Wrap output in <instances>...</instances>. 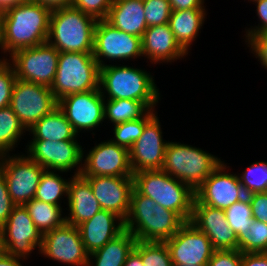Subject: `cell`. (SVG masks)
<instances>
[{"instance_id":"6da1fadb","label":"cell","mask_w":267,"mask_h":266,"mask_svg":"<svg viewBox=\"0 0 267 266\" xmlns=\"http://www.w3.org/2000/svg\"><path fill=\"white\" fill-rule=\"evenodd\" d=\"M51 10L31 1L21 2L3 12V53L47 42Z\"/></svg>"},{"instance_id":"7a4b0ae2","label":"cell","mask_w":267,"mask_h":266,"mask_svg":"<svg viewBox=\"0 0 267 266\" xmlns=\"http://www.w3.org/2000/svg\"><path fill=\"white\" fill-rule=\"evenodd\" d=\"M184 223L176 212L163 208L133 188L124 228L136 240L165 242L174 236Z\"/></svg>"},{"instance_id":"3957f363","label":"cell","mask_w":267,"mask_h":266,"mask_svg":"<svg viewBox=\"0 0 267 266\" xmlns=\"http://www.w3.org/2000/svg\"><path fill=\"white\" fill-rule=\"evenodd\" d=\"M153 78L138 67L106 64L100 67L99 88L104 99L139 100L155 109L161 96Z\"/></svg>"},{"instance_id":"277c9868","label":"cell","mask_w":267,"mask_h":266,"mask_svg":"<svg viewBox=\"0 0 267 266\" xmlns=\"http://www.w3.org/2000/svg\"><path fill=\"white\" fill-rule=\"evenodd\" d=\"M97 19L75 7L51 11L47 42L59 52L92 53Z\"/></svg>"},{"instance_id":"5b68a950","label":"cell","mask_w":267,"mask_h":266,"mask_svg":"<svg viewBox=\"0 0 267 266\" xmlns=\"http://www.w3.org/2000/svg\"><path fill=\"white\" fill-rule=\"evenodd\" d=\"M134 188L163 208L176 212L185 222L192 216L194 190L162 170L133 174Z\"/></svg>"},{"instance_id":"8992f818","label":"cell","mask_w":267,"mask_h":266,"mask_svg":"<svg viewBox=\"0 0 267 266\" xmlns=\"http://www.w3.org/2000/svg\"><path fill=\"white\" fill-rule=\"evenodd\" d=\"M222 162L201 148L171 141L167 144L161 170L196 190Z\"/></svg>"},{"instance_id":"52a82bcc","label":"cell","mask_w":267,"mask_h":266,"mask_svg":"<svg viewBox=\"0 0 267 266\" xmlns=\"http://www.w3.org/2000/svg\"><path fill=\"white\" fill-rule=\"evenodd\" d=\"M99 79L100 67L92 53L60 52L50 89L60 100L70 94L100 89Z\"/></svg>"},{"instance_id":"ba28073f","label":"cell","mask_w":267,"mask_h":266,"mask_svg":"<svg viewBox=\"0 0 267 266\" xmlns=\"http://www.w3.org/2000/svg\"><path fill=\"white\" fill-rule=\"evenodd\" d=\"M60 52L48 42L14 51L7 59L14 68L16 78L51 87Z\"/></svg>"},{"instance_id":"9c48e42d","label":"cell","mask_w":267,"mask_h":266,"mask_svg":"<svg viewBox=\"0 0 267 266\" xmlns=\"http://www.w3.org/2000/svg\"><path fill=\"white\" fill-rule=\"evenodd\" d=\"M45 169L26 154L0 155V172L8 193L15 205H24L35 198L36 190Z\"/></svg>"},{"instance_id":"30bf717a","label":"cell","mask_w":267,"mask_h":266,"mask_svg":"<svg viewBox=\"0 0 267 266\" xmlns=\"http://www.w3.org/2000/svg\"><path fill=\"white\" fill-rule=\"evenodd\" d=\"M10 107L28 131L43 116L58 107V100L49 87L16 79Z\"/></svg>"},{"instance_id":"8fae6325","label":"cell","mask_w":267,"mask_h":266,"mask_svg":"<svg viewBox=\"0 0 267 266\" xmlns=\"http://www.w3.org/2000/svg\"><path fill=\"white\" fill-rule=\"evenodd\" d=\"M27 156L45 170L68 172L80 175L83 168V154L86 150L77 140L49 141L31 140L26 146ZM76 168V169H73Z\"/></svg>"},{"instance_id":"7c38bea8","label":"cell","mask_w":267,"mask_h":266,"mask_svg":"<svg viewBox=\"0 0 267 266\" xmlns=\"http://www.w3.org/2000/svg\"><path fill=\"white\" fill-rule=\"evenodd\" d=\"M99 67L104 60H129L143 57L141 37L114 28L105 19L97 20L94 29L93 52Z\"/></svg>"},{"instance_id":"4fadbf2b","label":"cell","mask_w":267,"mask_h":266,"mask_svg":"<svg viewBox=\"0 0 267 266\" xmlns=\"http://www.w3.org/2000/svg\"><path fill=\"white\" fill-rule=\"evenodd\" d=\"M1 230L2 250L9 255L28 259L37 247L40 250L42 233L37 229L24 205H15Z\"/></svg>"},{"instance_id":"5bb4252c","label":"cell","mask_w":267,"mask_h":266,"mask_svg":"<svg viewBox=\"0 0 267 266\" xmlns=\"http://www.w3.org/2000/svg\"><path fill=\"white\" fill-rule=\"evenodd\" d=\"M227 165L222 162L205 180L194 190L193 203L225 210L232 204L246 197L243 186L236 173H228Z\"/></svg>"},{"instance_id":"9a60e30c","label":"cell","mask_w":267,"mask_h":266,"mask_svg":"<svg viewBox=\"0 0 267 266\" xmlns=\"http://www.w3.org/2000/svg\"><path fill=\"white\" fill-rule=\"evenodd\" d=\"M39 253L65 265L88 266L89 254L80 232L76 226L67 223L43 234Z\"/></svg>"},{"instance_id":"2e32d148","label":"cell","mask_w":267,"mask_h":266,"mask_svg":"<svg viewBox=\"0 0 267 266\" xmlns=\"http://www.w3.org/2000/svg\"><path fill=\"white\" fill-rule=\"evenodd\" d=\"M83 159V177H133L129 150L111 140L96 144L87 154H83Z\"/></svg>"},{"instance_id":"e0dca14e","label":"cell","mask_w":267,"mask_h":266,"mask_svg":"<svg viewBox=\"0 0 267 266\" xmlns=\"http://www.w3.org/2000/svg\"><path fill=\"white\" fill-rule=\"evenodd\" d=\"M104 101L100 89L67 95L58 100V107L78 134L92 131L104 119Z\"/></svg>"},{"instance_id":"ac0fdd59","label":"cell","mask_w":267,"mask_h":266,"mask_svg":"<svg viewBox=\"0 0 267 266\" xmlns=\"http://www.w3.org/2000/svg\"><path fill=\"white\" fill-rule=\"evenodd\" d=\"M165 243L172 264L208 265L214 252L209 238L190 221H186Z\"/></svg>"},{"instance_id":"d6986e66","label":"cell","mask_w":267,"mask_h":266,"mask_svg":"<svg viewBox=\"0 0 267 266\" xmlns=\"http://www.w3.org/2000/svg\"><path fill=\"white\" fill-rule=\"evenodd\" d=\"M157 114L145 125L142 135L129 149L130 164L134 173L161 170L169 141L163 140Z\"/></svg>"},{"instance_id":"ffe728a7","label":"cell","mask_w":267,"mask_h":266,"mask_svg":"<svg viewBox=\"0 0 267 266\" xmlns=\"http://www.w3.org/2000/svg\"><path fill=\"white\" fill-rule=\"evenodd\" d=\"M84 178L90 183L101 208L118 215L124 221L129 211L131 193L134 188L133 177L93 176Z\"/></svg>"},{"instance_id":"44dd1931","label":"cell","mask_w":267,"mask_h":266,"mask_svg":"<svg viewBox=\"0 0 267 266\" xmlns=\"http://www.w3.org/2000/svg\"><path fill=\"white\" fill-rule=\"evenodd\" d=\"M190 222L210 240L214 250H237L238 239L230 228L224 210L193 203Z\"/></svg>"},{"instance_id":"7402d4cb","label":"cell","mask_w":267,"mask_h":266,"mask_svg":"<svg viewBox=\"0 0 267 266\" xmlns=\"http://www.w3.org/2000/svg\"><path fill=\"white\" fill-rule=\"evenodd\" d=\"M143 57L151 63H171L188 53L176 41L168 24L151 26L141 37Z\"/></svg>"},{"instance_id":"603a6c76","label":"cell","mask_w":267,"mask_h":266,"mask_svg":"<svg viewBox=\"0 0 267 266\" xmlns=\"http://www.w3.org/2000/svg\"><path fill=\"white\" fill-rule=\"evenodd\" d=\"M77 228L88 254L101 249L125 230L124 221L118 215L103 209Z\"/></svg>"},{"instance_id":"cb8c5ba5","label":"cell","mask_w":267,"mask_h":266,"mask_svg":"<svg viewBox=\"0 0 267 266\" xmlns=\"http://www.w3.org/2000/svg\"><path fill=\"white\" fill-rule=\"evenodd\" d=\"M67 200L69 216H65L66 223L76 227L102 209L90 183L81 174L72 175Z\"/></svg>"},{"instance_id":"d4e9b609","label":"cell","mask_w":267,"mask_h":266,"mask_svg":"<svg viewBox=\"0 0 267 266\" xmlns=\"http://www.w3.org/2000/svg\"><path fill=\"white\" fill-rule=\"evenodd\" d=\"M105 20L114 28L138 37L148 28L143 0H113Z\"/></svg>"},{"instance_id":"484cf974","label":"cell","mask_w":267,"mask_h":266,"mask_svg":"<svg viewBox=\"0 0 267 266\" xmlns=\"http://www.w3.org/2000/svg\"><path fill=\"white\" fill-rule=\"evenodd\" d=\"M205 9L171 11L168 25L176 41L188 53L206 18Z\"/></svg>"},{"instance_id":"4316f807","label":"cell","mask_w":267,"mask_h":266,"mask_svg":"<svg viewBox=\"0 0 267 266\" xmlns=\"http://www.w3.org/2000/svg\"><path fill=\"white\" fill-rule=\"evenodd\" d=\"M32 134L31 140H49V141H65L77 140V134L66 119L59 107L55 108L51 113L43 116L29 130Z\"/></svg>"},{"instance_id":"83f0119b","label":"cell","mask_w":267,"mask_h":266,"mask_svg":"<svg viewBox=\"0 0 267 266\" xmlns=\"http://www.w3.org/2000/svg\"><path fill=\"white\" fill-rule=\"evenodd\" d=\"M136 241L129 231L124 230L101 249L89 254L88 266H123Z\"/></svg>"},{"instance_id":"f1b7e54d","label":"cell","mask_w":267,"mask_h":266,"mask_svg":"<svg viewBox=\"0 0 267 266\" xmlns=\"http://www.w3.org/2000/svg\"><path fill=\"white\" fill-rule=\"evenodd\" d=\"M37 229L43 234L66 223L62 207L32 199L24 204Z\"/></svg>"},{"instance_id":"f546056e","label":"cell","mask_w":267,"mask_h":266,"mask_svg":"<svg viewBox=\"0 0 267 266\" xmlns=\"http://www.w3.org/2000/svg\"><path fill=\"white\" fill-rule=\"evenodd\" d=\"M151 109L139 100L105 99L104 119L113 125L143 118Z\"/></svg>"},{"instance_id":"4dcf8cb0","label":"cell","mask_w":267,"mask_h":266,"mask_svg":"<svg viewBox=\"0 0 267 266\" xmlns=\"http://www.w3.org/2000/svg\"><path fill=\"white\" fill-rule=\"evenodd\" d=\"M54 170H45L41 176L36 190L35 199L61 206L59 202L62 196H68L69 183L72 177L67 180L57 174Z\"/></svg>"},{"instance_id":"1f68e13d","label":"cell","mask_w":267,"mask_h":266,"mask_svg":"<svg viewBox=\"0 0 267 266\" xmlns=\"http://www.w3.org/2000/svg\"><path fill=\"white\" fill-rule=\"evenodd\" d=\"M25 127L21 124L18 117L10 106L0 109V155L10 154L15 149L18 141L20 142Z\"/></svg>"},{"instance_id":"d6a6232c","label":"cell","mask_w":267,"mask_h":266,"mask_svg":"<svg viewBox=\"0 0 267 266\" xmlns=\"http://www.w3.org/2000/svg\"><path fill=\"white\" fill-rule=\"evenodd\" d=\"M155 109H151L143 118L122 122L113 125V143L127 148L128 150L142 135L145 125L156 115Z\"/></svg>"},{"instance_id":"836d02e7","label":"cell","mask_w":267,"mask_h":266,"mask_svg":"<svg viewBox=\"0 0 267 266\" xmlns=\"http://www.w3.org/2000/svg\"><path fill=\"white\" fill-rule=\"evenodd\" d=\"M134 250L141 256L143 266H173L165 242L137 240Z\"/></svg>"},{"instance_id":"e575fe53","label":"cell","mask_w":267,"mask_h":266,"mask_svg":"<svg viewBox=\"0 0 267 266\" xmlns=\"http://www.w3.org/2000/svg\"><path fill=\"white\" fill-rule=\"evenodd\" d=\"M238 250L242 253L267 252V223L253 219L250 228L238 238Z\"/></svg>"},{"instance_id":"d590c367","label":"cell","mask_w":267,"mask_h":266,"mask_svg":"<svg viewBox=\"0 0 267 266\" xmlns=\"http://www.w3.org/2000/svg\"><path fill=\"white\" fill-rule=\"evenodd\" d=\"M237 176L246 195L267 192V162H254Z\"/></svg>"},{"instance_id":"8d00e7d4","label":"cell","mask_w":267,"mask_h":266,"mask_svg":"<svg viewBox=\"0 0 267 266\" xmlns=\"http://www.w3.org/2000/svg\"><path fill=\"white\" fill-rule=\"evenodd\" d=\"M230 228L236 233L237 239L250 228L253 223L252 209L248 197L232 204L224 210Z\"/></svg>"},{"instance_id":"74e56055","label":"cell","mask_w":267,"mask_h":266,"mask_svg":"<svg viewBox=\"0 0 267 266\" xmlns=\"http://www.w3.org/2000/svg\"><path fill=\"white\" fill-rule=\"evenodd\" d=\"M143 5L148 27L168 24L172 11L168 0H143Z\"/></svg>"},{"instance_id":"f35d334b","label":"cell","mask_w":267,"mask_h":266,"mask_svg":"<svg viewBox=\"0 0 267 266\" xmlns=\"http://www.w3.org/2000/svg\"><path fill=\"white\" fill-rule=\"evenodd\" d=\"M6 57L0 58V109L10 106L16 75L13 66Z\"/></svg>"},{"instance_id":"ab89813d","label":"cell","mask_w":267,"mask_h":266,"mask_svg":"<svg viewBox=\"0 0 267 266\" xmlns=\"http://www.w3.org/2000/svg\"><path fill=\"white\" fill-rule=\"evenodd\" d=\"M113 0H72L71 7L89 14L97 20L106 19Z\"/></svg>"},{"instance_id":"60d3db41","label":"cell","mask_w":267,"mask_h":266,"mask_svg":"<svg viewBox=\"0 0 267 266\" xmlns=\"http://www.w3.org/2000/svg\"><path fill=\"white\" fill-rule=\"evenodd\" d=\"M242 252L237 250H214L207 266H241Z\"/></svg>"},{"instance_id":"b9f144b4","label":"cell","mask_w":267,"mask_h":266,"mask_svg":"<svg viewBox=\"0 0 267 266\" xmlns=\"http://www.w3.org/2000/svg\"><path fill=\"white\" fill-rule=\"evenodd\" d=\"M245 42L248 44L247 47H250L251 53H253L254 56L260 60L261 65L267 69V32L254 35Z\"/></svg>"},{"instance_id":"7bdbcfd3","label":"cell","mask_w":267,"mask_h":266,"mask_svg":"<svg viewBox=\"0 0 267 266\" xmlns=\"http://www.w3.org/2000/svg\"><path fill=\"white\" fill-rule=\"evenodd\" d=\"M14 206L8 193L6 180L0 172V229L6 224Z\"/></svg>"},{"instance_id":"ee69618b","label":"cell","mask_w":267,"mask_h":266,"mask_svg":"<svg viewBox=\"0 0 267 266\" xmlns=\"http://www.w3.org/2000/svg\"><path fill=\"white\" fill-rule=\"evenodd\" d=\"M249 199L253 218L267 223V192L246 195Z\"/></svg>"},{"instance_id":"f6af8a7d","label":"cell","mask_w":267,"mask_h":266,"mask_svg":"<svg viewBox=\"0 0 267 266\" xmlns=\"http://www.w3.org/2000/svg\"><path fill=\"white\" fill-rule=\"evenodd\" d=\"M250 2L256 3V15L258 16L261 24L259 23L258 26H251V28L246 29L247 31L244 35L246 41L254 35H259L267 32V0H250Z\"/></svg>"},{"instance_id":"bcb514c9","label":"cell","mask_w":267,"mask_h":266,"mask_svg":"<svg viewBox=\"0 0 267 266\" xmlns=\"http://www.w3.org/2000/svg\"><path fill=\"white\" fill-rule=\"evenodd\" d=\"M241 266H267V252L242 253Z\"/></svg>"},{"instance_id":"7dc6e473","label":"cell","mask_w":267,"mask_h":266,"mask_svg":"<svg viewBox=\"0 0 267 266\" xmlns=\"http://www.w3.org/2000/svg\"><path fill=\"white\" fill-rule=\"evenodd\" d=\"M171 10L205 9L204 0H168Z\"/></svg>"},{"instance_id":"c3c4849f","label":"cell","mask_w":267,"mask_h":266,"mask_svg":"<svg viewBox=\"0 0 267 266\" xmlns=\"http://www.w3.org/2000/svg\"><path fill=\"white\" fill-rule=\"evenodd\" d=\"M29 1L47 7L51 11L55 9L69 7L72 2V0H29Z\"/></svg>"},{"instance_id":"681fc988","label":"cell","mask_w":267,"mask_h":266,"mask_svg":"<svg viewBox=\"0 0 267 266\" xmlns=\"http://www.w3.org/2000/svg\"><path fill=\"white\" fill-rule=\"evenodd\" d=\"M20 259H22L23 261L25 260L23 258L6 254L4 251H2L0 253V266H23L20 262Z\"/></svg>"},{"instance_id":"f907efd6","label":"cell","mask_w":267,"mask_h":266,"mask_svg":"<svg viewBox=\"0 0 267 266\" xmlns=\"http://www.w3.org/2000/svg\"><path fill=\"white\" fill-rule=\"evenodd\" d=\"M123 266H143L141 256L133 249Z\"/></svg>"},{"instance_id":"816d5d0a","label":"cell","mask_w":267,"mask_h":266,"mask_svg":"<svg viewBox=\"0 0 267 266\" xmlns=\"http://www.w3.org/2000/svg\"><path fill=\"white\" fill-rule=\"evenodd\" d=\"M24 1H29V0H0V11L5 12L9 8L24 2Z\"/></svg>"},{"instance_id":"f5cc1de1","label":"cell","mask_w":267,"mask_h":266,"mask_svg":"<svg viewBox=\"0 0 267 266\" xmlns=\"http://www.w3.org/2000/svg\"><path fill=\"white\" fill-rule=\"evenodd\" d=\"M0 49L3 52V12L0 11Z\"/></svg>"},{"instance_id":"db71d44e","label":"cell","mask_w":267,"mask_h":266,"mask_svg":"<svg viewBox=\"0 0 267 266\" xmlns=\"http://www.w3.org/2000/svg\"><path fill=\"white\" fill-rule=\"evenodd\" d=\"M173 266H185V265L184 264H173ZM190 266H192V265H190ZM195 266H207V265H195Z\"/></svg>"},{"instance_id":"11a10c76","label":"cell","mask_w":267,"mask_h":266,"mask_svg":"<svg viewBox=\"0 0 267 266\" xmlns=\"http://www.w3.org/2000/svg\"><path fill=\"white\" fill-rule=\"evenodd\" d=\"M2 244H1V230H0V253L2 252Z\"/></svg>"}]
</instances>
